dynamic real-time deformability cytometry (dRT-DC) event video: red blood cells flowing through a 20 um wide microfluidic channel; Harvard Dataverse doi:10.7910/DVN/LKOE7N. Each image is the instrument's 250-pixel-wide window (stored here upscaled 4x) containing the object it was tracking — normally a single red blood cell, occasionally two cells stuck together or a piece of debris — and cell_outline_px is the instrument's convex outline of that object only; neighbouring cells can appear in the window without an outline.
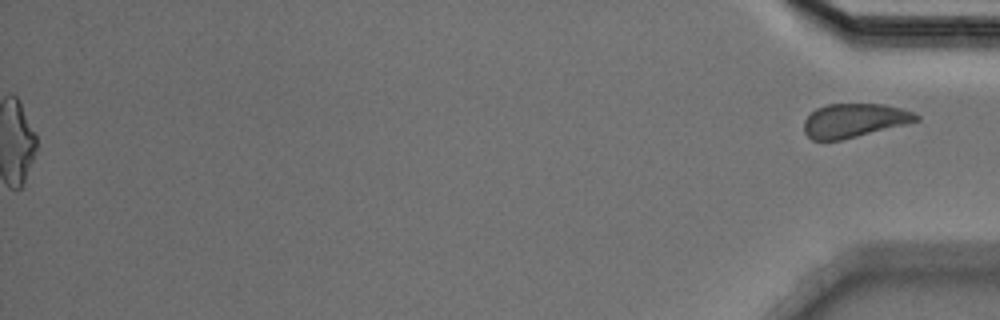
{"species": "Egyptian fruit bat (a non-hibernating species)", "species_latin": "Rousettus aegyptiacus", "temperature_condition": "cold", "stored_images_in_passage": 50, "segment_of_instrument_passage": [2, 2], "camera_frame_rate_fps": 3000, "um_per_image_px": 0.085, "animal": {"sex": "male"}, "frame": {"image": 1, "passage_image": 50, "time_ms": 16.333, "image_size_px": [1000, 320], "cell_outline_px": [[920, 120], [840, 140], [812, 140], [804, 132], [804, 120], [816, 108], [828, 104], [884, 104], [900, 108], [912, 112], [920, 116]], "centroid_in_image_um": [72.58, 10.23], "position_along_channel_um": 362.6, "area_um2": 21.79}}